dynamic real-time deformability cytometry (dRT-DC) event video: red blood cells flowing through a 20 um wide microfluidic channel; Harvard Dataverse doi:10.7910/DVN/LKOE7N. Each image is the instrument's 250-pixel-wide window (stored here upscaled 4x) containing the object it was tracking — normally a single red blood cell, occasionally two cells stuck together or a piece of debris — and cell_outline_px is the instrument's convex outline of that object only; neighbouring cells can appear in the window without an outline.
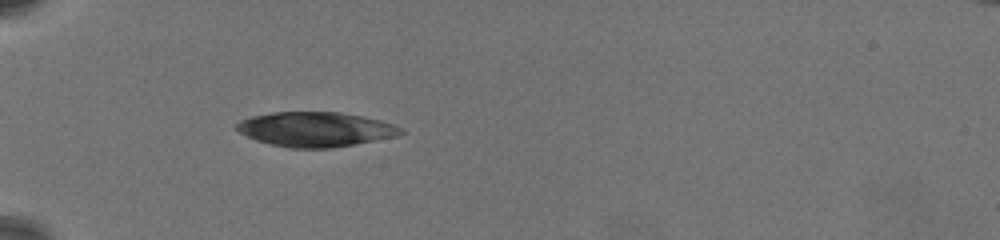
{"species": "common noctule bat (a hibernating species)", "species_latin": "Nyctalus noctula", "temperature_condition": "warm", "stored_images_in_passage": 28, "segment_of_instrument_passage": [1, 2], "camera_frame_rate_fps": 3000, "um_per_image_px": 0.085, "animal": {"sex": "female", "body_mass_g": 19.5, "forearm_length_mm": 54.1}, "frame": {"image": 1, "passage_image": 1, "time_ms": 0.0, "image_size_px": [1000, 240], "cell_outline_px": [[404, 132], [396, 136], [332, 148], [292, 148], [272, 144], [256, 140], [240, 132], [236, 128], [236, 124], [240, 120], [252, 116], [272, 112], [340, 112], [364, 116], [380, 120], [404, 128]], "centroid_in_image_um": [26.83, 10.98], "position_along_channel_um": 58.2, "area_um2": 33.0}}
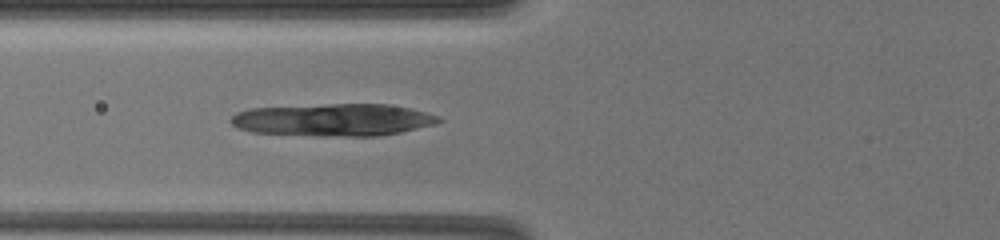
{"frame": {"image": 2, "passage_image": 5, "time_ms": 1.667, "image_size_px": [1000, 240], "cell_outline_px": [[444, 120], [436, 124], [400, 132], [380, 136], [316, 136], [252, 132], [236, 128], [228, 120], [236, 112], [248, 108], [328, 104], [388, 104], [408, 108], [440, 116]], "centroid_in_image_um": [28.3, 10.19], "position_along_channel_um": 97.5, "area_um2": 39.54}}